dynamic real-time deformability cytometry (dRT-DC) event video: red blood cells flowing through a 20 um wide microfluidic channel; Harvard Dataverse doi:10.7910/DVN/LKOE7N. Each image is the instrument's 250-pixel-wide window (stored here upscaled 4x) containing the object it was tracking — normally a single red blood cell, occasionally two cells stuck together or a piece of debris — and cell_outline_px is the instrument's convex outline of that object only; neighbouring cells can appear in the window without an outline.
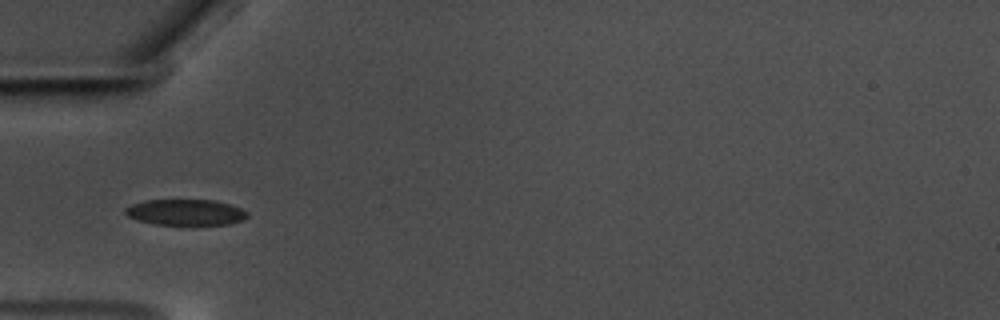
{"species": "common noctule bat (a hibernating species)", "species_latin": "Nyctalus noctula", "temperature_condition": "warm", "stored_images_in_passage": 39, "camera_frame_rate_fps": 3000, "um_per_image_px": 0.085, "animal": {"sex": "male", "body_mass_g": 17.5, "forearm_length_mm": 52.3}, "frame": {"image": 1, "passage_image": 1, "time_ms": 0.0, "image_size_px": [1000, 320], "cell_outline_px": [[248, 216], [244, 220], [228, 224], [156, 224], [136, 220], [128, 216], [124, 212], [124, 208], [132, 204], [144, 200], [216, 200], [240, 208], [248, 212]], "centroid_in_image_um": [15.76, 18.03], "position_along_channel_um": 69.2, "area_um2": 18.38}}
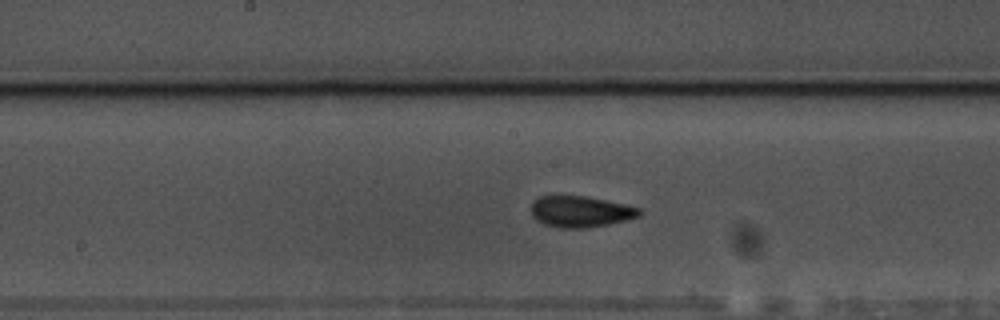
{"frame": {"image": 2, "passage_image": 12, "time_ms": 3.667, "image_size_px": [1000, 320], "cell_outline_px": [[644, 212], [640, 216], [608, 224], [588, 228], [556, 228], [544, 224], [536, 220], [532, 216], [532, 200], [540, 196], [552, 192], [584, 196], [624, 204], [640, 208]], "centroid_in_image_um": [49.27, 17.95], "position_along_channel_um": 198.9, "area_um2": 20.35}}
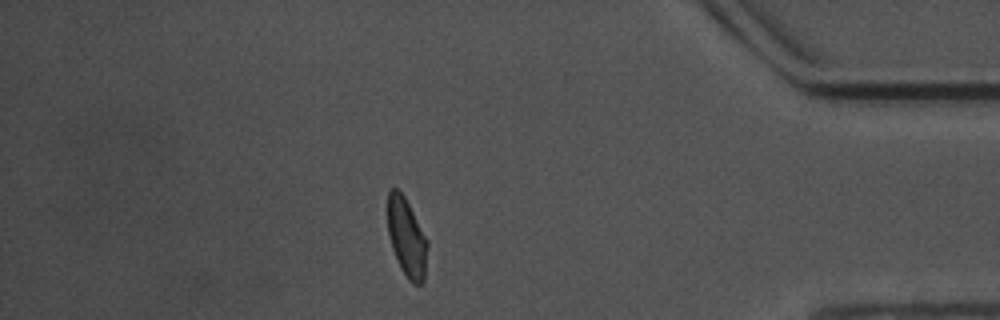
{"frame": {"image": 3, "passage_image": 32, "time_ms": 10.333, "image_size_px": [1000, 320], "cell_outline_px": [[428, 244], [424, 280], [420, 284], [412, 284], [408, 280], [400, 268], [392, 248], [388, 232], [388, 192], [392, 188], [396, 188], [404, 196], [428, 240]], "centroid_in_image_um": [34.58, 20.22], "position_along_channel_um": 400.6, "area_um2": 18.15}, "authors_computed_cell_mechanics": {"area_um2": 19.0162, "velocity_mm_per_s": 3.5607, "shape_relaxation_time_tau1_ms": 4.3363, "shape_relaxation_time_tau2_ms": 0.8394, "deformation_change_tau1": 0.1108, "deformation_change_tau2": 0.0582}}